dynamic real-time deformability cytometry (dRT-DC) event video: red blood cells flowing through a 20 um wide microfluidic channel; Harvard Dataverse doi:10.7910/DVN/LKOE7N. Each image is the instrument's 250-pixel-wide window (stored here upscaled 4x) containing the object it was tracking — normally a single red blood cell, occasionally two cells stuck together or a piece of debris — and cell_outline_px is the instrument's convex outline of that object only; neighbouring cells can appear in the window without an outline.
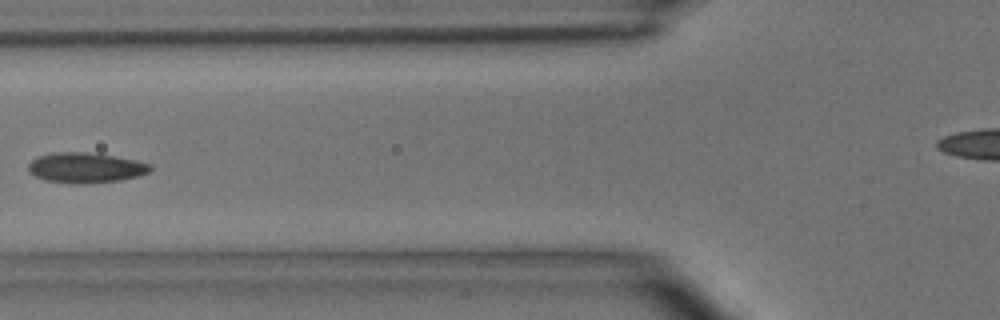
{"species": "common noctule bat (a hibernating species)", "species_latin": "Nyctalus noctula", "temperature_condition": "room temperature", "stored_images_in_passage": 6, "camera_frame_rate_fps": 3000, "um_per_image_px": 0.085, "animal": {"sex": "male", "body_mass_g": 15.6}, "frame": {"image": 1, "passage_image": 5, "time_ms": 4.667, "image_size_px": [1000, 320], "cell_outline_px": [[152, 168], [148, 172], [136, 176], [120, 180], [80, 184], [76, 184], [44, 180], [28, 172], [28, 164], [32, 160], [40, 156], [56, 152], [84, 152], [112, 156], [136, 160], [152, 164]], "centroid_in_image_um": [7.26, 14.26], "position_along_channel_um": 118.5, "area_um2": 21.27}}
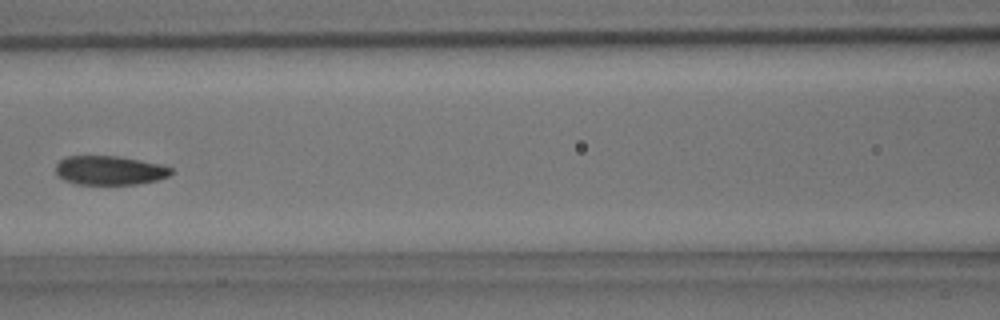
{"frame": {"image": 2, "passage_image": 6, "time_ms": 5.667, "image_size_px": [1000, 320], "cell_outline_px": [[172, 172], [168, 176], [156, 180], [136, 184], [76, 184], [64, 180], [56, 172], [56, 164], [60, 160], [68, 156], [116, 156], [164, 164], [172, 168]], "centroid_in_image_um": [9.34, 14.47], "position_along_channel_um": 157.3, "area_um2": 19.48}}